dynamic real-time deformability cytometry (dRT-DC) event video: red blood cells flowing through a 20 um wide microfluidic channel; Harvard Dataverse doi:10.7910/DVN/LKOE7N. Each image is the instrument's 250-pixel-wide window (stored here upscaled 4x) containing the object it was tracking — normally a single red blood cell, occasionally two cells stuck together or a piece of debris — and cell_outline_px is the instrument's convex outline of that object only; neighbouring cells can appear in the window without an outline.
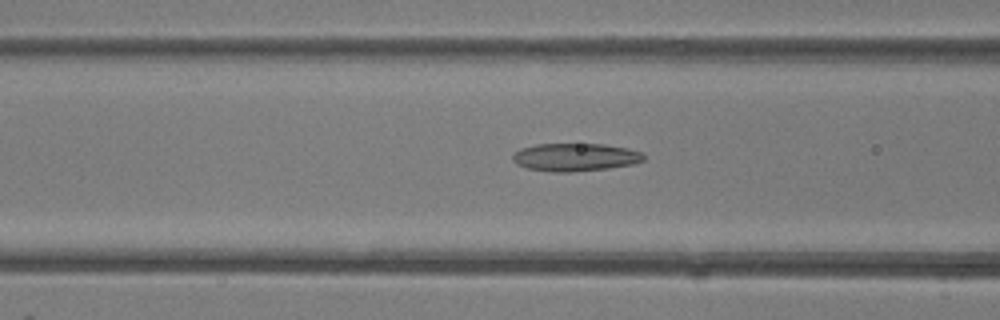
{"species": "common noctule bat (a hibernating species)", "species_latin": "Nyctalus noctula", "temperature_condition": "room temperature", "stored_images_in_passage": 42, "camera_frame_rate_fps": 3000, "um_per_image_px": 0.085, "animal": {"sex": "female"}, "frame": {"image": 1, "passage_image": 17, "time_ms": 5.333, "image_size_px": [1000, 320], "cell_outline_px": [[644, 160], [636, 164], [608, 168], [572, 172], [552, 172], [528, 168], [516, 164], [512, 160], [512, 156], [520, 148], [536, 144], [604, 144], [628, 148], [640, 152], [644, 156]], "centroid_in_image_um": [48.89, 13.36], "position_along_channel_um": 117.7, "area_um2": 21.39}}
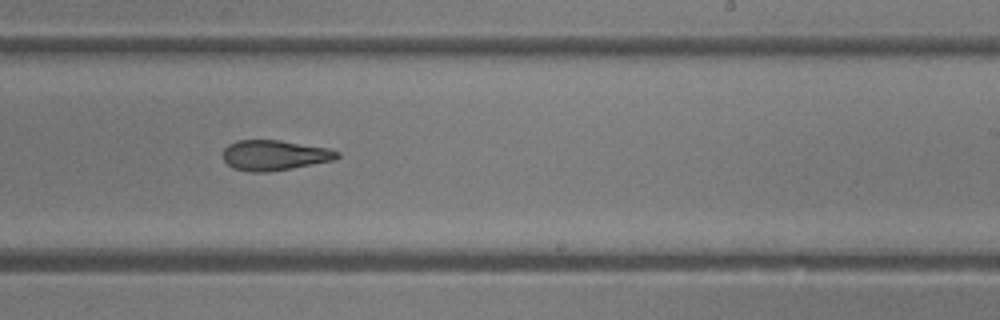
{"frame": {"image": 2, "passage_image": 26, "time_ms": 8.333, "image_size_px": [1000, 320], "cell_outline_px": [[340, 156], [336, 160], [292, 168], [268, 172], [248, 172], [232, 168], [224, 160], [224, 148], [228, 144], [236, 140], [280, 140], [328, 148], [340, 152]], "centroid_in_image_um": [23.34, 13.2], "position_along_channel_um": 265.7, "area_um2": 20.29}}
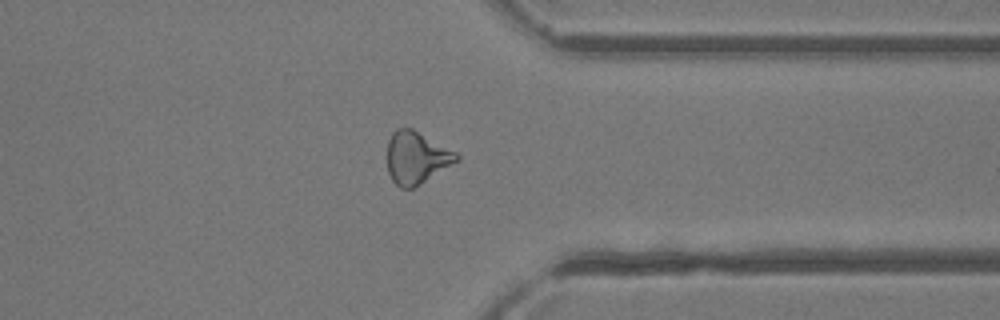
{"frame": {"image": 3, "passage_image": 33, "time_ms": 10.667, "image_size_px": [1000, 320], "cell_outline_px": [[460, 160], [420, 184], [412, 188], [400, 188], [392, 180], [388, 172], [388, 140], [392, 132], [396, 128], [412, 128], [456, 152], [460, 156]], "centroid_in_image_um": [35.39, 13.4], "position_along_channel_um": 376.0, "area_um2": 21.04}}